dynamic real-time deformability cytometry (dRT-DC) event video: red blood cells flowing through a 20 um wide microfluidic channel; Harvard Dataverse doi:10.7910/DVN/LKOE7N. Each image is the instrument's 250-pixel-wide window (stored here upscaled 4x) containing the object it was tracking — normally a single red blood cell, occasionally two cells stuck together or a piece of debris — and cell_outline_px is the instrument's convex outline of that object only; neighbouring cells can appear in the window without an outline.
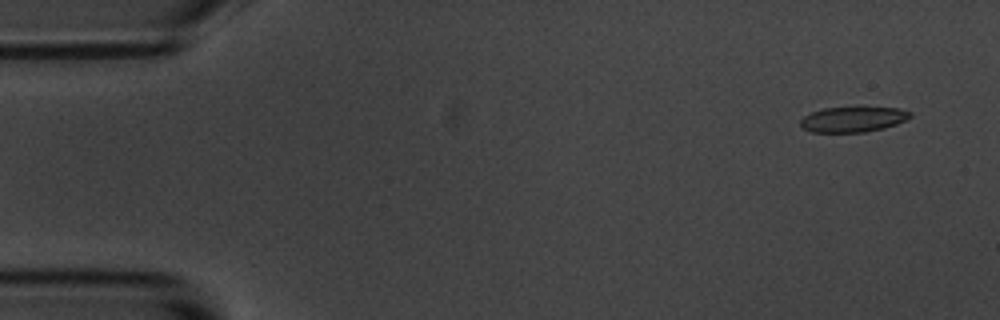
{"species": "common noctule bat (a hibernating species)", "species_latin": "Nyctalus noctula", "temperature_condition": "room temperature", "stored_images_in_passage": 52, "camera_frame_rate_fps": 3000, "um_per_image_px": 0.085, "animal": {"sex": "male", "body_mass_g": 20.1, "forearm_length_mm": 53.5}, "frame": {"image": 1, "passage_image": 1, "time_ms": 0.0, "image_size_px": [1000, 320], "cell_outline_px": [[912, 116], [896, 124], [884, 128], [864, 132], [812, 132], [804, 128], [800, 124], [800, 120], [804, 116], [812, 112], [824, 108], [856, 104], [900, 108], [912, 112]], "centroid_in_image_um": [72.55, 10.08], "position_along_channel_um": 12.5, "area_um2": 17.05}}
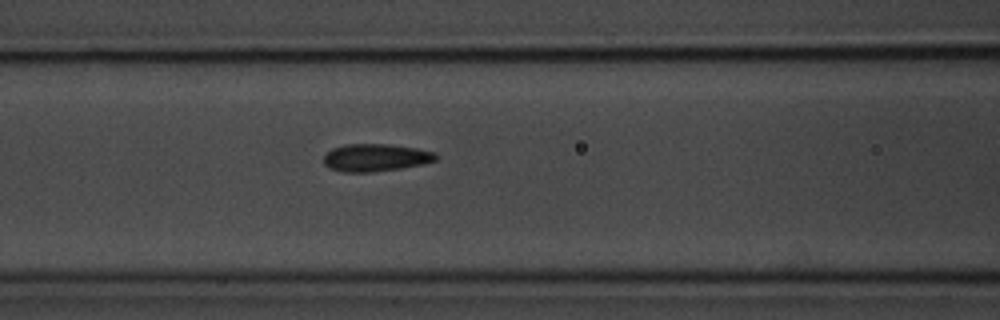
{"frame": {"image": 2, "passage_image": 20, "time_ms": 6.333, "image_size_px": [1000, 320], "cell_outline_px": [[440, 156], [436, 160], [424, 164], [400, 168], [372, 172], [344, 172], [332, 168], [324, 164], [324, 156], [332, 148], [344, 144], [388, 144], [416, 148], [436, 152]], "centroid_in_image_um": [31.97, 13.39], "position_along_channel_um": 134.6, "area_um2": 18.03}}
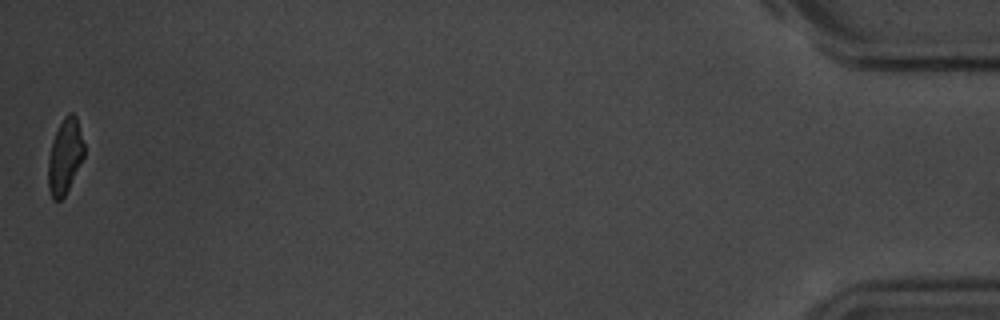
{"frame": {"image": 3, "passage_image": 52, "time_ms": 17.0, "image_size_px": [1000, 320], "cell_outline_px": [[84, 156], [64, 196], [60, 200], [52, 200], [48, 188], [48, 160], [52, 144], [56, 132], [64, 116], [68, 112], [72, 112], [76, 116], [84, 144]], "centroid_in_image_um": [5.51, 13.29], "position_along_channel_um": 429.7, "area_um2": 15.43}, "authors_computed_cell_mechanics": {"area_um2": 17.3978, "velocity_mm_per_s": 3.6675, "shape_relaxation_time_tau1_ms": 2.8648, "shape_relaxation_time_tau2_ms": 2.5604, "deformation_change_tau1": 0.1052, "deformation_change_tau2": 0.0854}}